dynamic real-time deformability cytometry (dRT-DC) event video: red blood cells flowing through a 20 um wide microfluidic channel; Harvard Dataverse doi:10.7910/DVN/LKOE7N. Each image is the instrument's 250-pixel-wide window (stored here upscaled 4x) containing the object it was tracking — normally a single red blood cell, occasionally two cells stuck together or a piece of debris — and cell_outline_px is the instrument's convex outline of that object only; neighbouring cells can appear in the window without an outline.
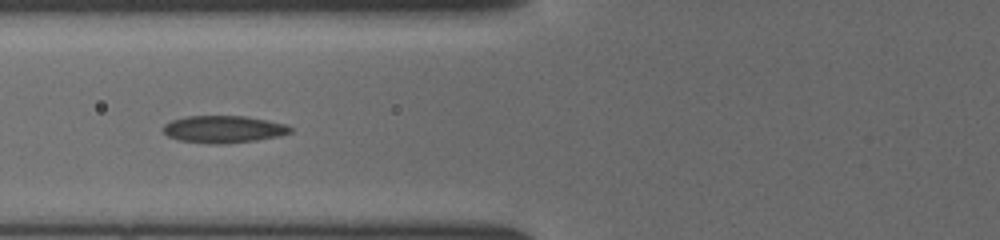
{"species": "common noctule bat (a hibernating species)", "species_latin": "Nyctalus noctula", "temperature_condition": "cold", "stored_images_in_passage": 34, "camera_frame_rate_fps": 3000, "um_per_image_px": 0.085, "animal": {"sex": "female", "body_mass_g": 19.5, "forearm_length_mm": 54.1}, "frame": {"image": 1, "passage_image": 6, "time_ms": 1.667, "image_size_px": [1000, 240], "cell_outline_px": [[292, 132], [280, 136], [256, 140], [224, 144], [208, 144], [180, 140], [168, 136], [164, 132], [164, 124], [172, 120], [184, 116], [248, 116], [268, 120], [284, 124], [292, 128]], "centroid_in_image_um": [19.01, 10.98], "position_along_channel_um": 106.8, "area_um2": 20.23}}
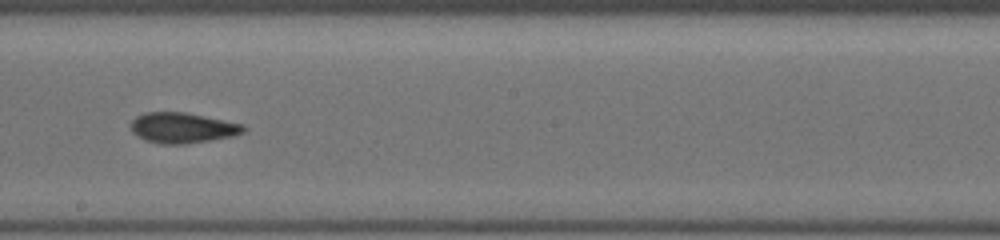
{"frame": {"image": 2, "passage_image": 15, "time_ms": 4.667, "image_size_px": [1000, 240], "cell_outline_px": [[248, 128], [244, 132], [232, 136], [184, 144], [160, 144], [144, 140], [132, 132], [128, 124], [136, 116], [144, 112], [184, 112], [244, 124]], "centroid_in_image_um": [15.47, 10.86], "position_along_channel_um": 232.7, "area_um2": 20.11}}
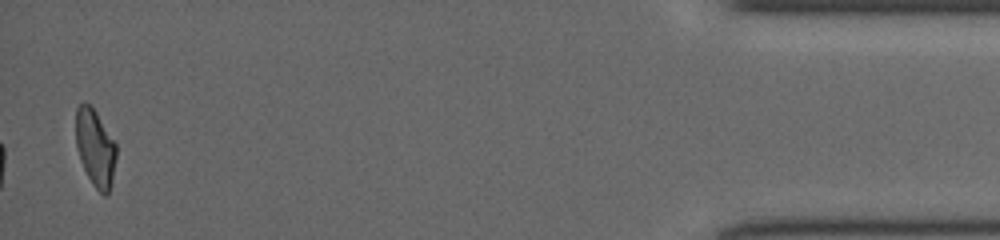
{"frame": {"image": 3, "passage_image": 34, "time_ms": 11.0, "image_size_px": [1000, 240], "cell_outline_px": [[116, 156], [112, 184], [108, 196], [104, 196], [92, 184], [80, 160], [76, 148], [76, 108], [80, 104], [92, 104], [116, 144]], "centroid_in_image_um": [8.1, 12.58], "position_along_channel_um": 427.1, "area_um2": 18.32}}